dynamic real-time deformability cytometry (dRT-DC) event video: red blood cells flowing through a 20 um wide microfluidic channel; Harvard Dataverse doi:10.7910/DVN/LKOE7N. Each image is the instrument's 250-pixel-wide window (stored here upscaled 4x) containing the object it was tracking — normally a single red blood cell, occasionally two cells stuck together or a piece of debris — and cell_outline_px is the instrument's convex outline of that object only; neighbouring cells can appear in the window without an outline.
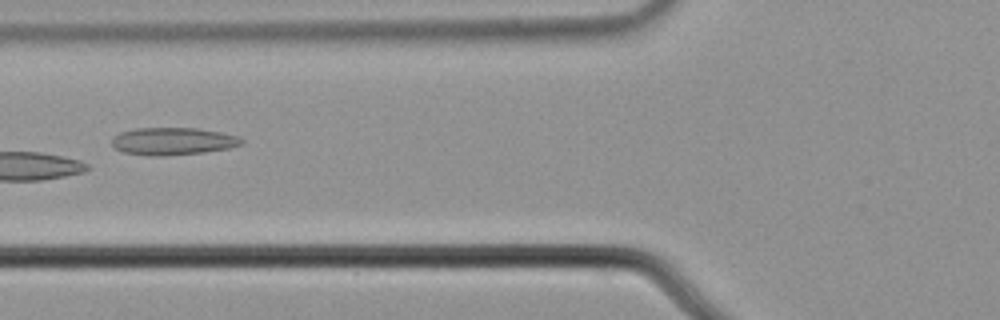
{"species": "common noctule bat (a hibernating species)", "species_latin": "Nyctalus noctula", "temperature_condition": "cold", "stored_images_in_passage": 7, "camera_frame_rate_fps": 3000, "um_per_image_px": 0.085, "animal": {"sex": "male", "body_mass_g": 21.5, "forearm_length_mm": 52.0}, "frame": {"image": 1, "passage_image": 5, "time_ms": 1.333, "image_size_px": [1000, 320], "cell_outline_px": [[244, 140], [240, 144], [228, 148], [204, 152], [164, 156], [152, 156], [124, 152], [116, 148], [112, 144], [112, 136], [120, 132], [136, 128], [196, 128], [220, 132], [240, 136]], "centroid_in_image_um": [14.68, 12.0], "position_along_channel_um": 111.1, "area_um2": 20.69}}
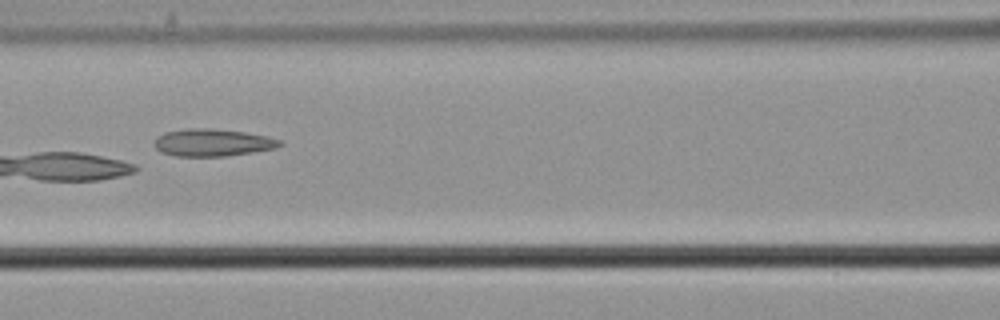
{"frame": {"image": 2, "passage_image": 6, "time_ms": 1.667, "image_size_px": [1000, 320], "cell_outline_px": [[284, 144], [276, 148], [252, 152], [224, 156], [176, 156], [160, 152], [156, 148], [156, 136], [164, 132], [188, 128], [208, 128], [244, 132], [268, 136], [284, 140]], "centroid_in_image_um": [18.1, 12.11], "position_along_channel_um": 148.5, "area_um2": 20.06}}
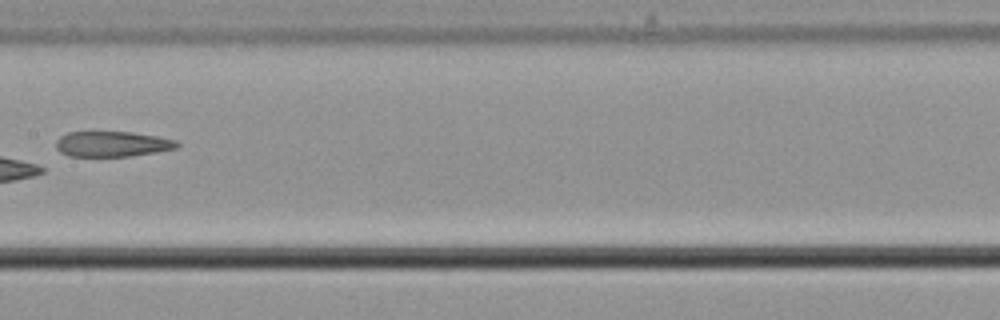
{"frame": {"image": 3, "passage_image": 7, "time_ms": 2.0, "image_size_px": [1000, 320], "cell_outline_px": [[180, 144], [176, 148], [132, 156], [68, 156], [60, 152], [56, 148], [56, 140], [60, 136], [68, 132], [132, 132], [156, 136], [176, 140]], "centroid_in_image_um": [9.51, 12.24], "position_along_channel_um": 197.9, "area_um2": 17.86}}